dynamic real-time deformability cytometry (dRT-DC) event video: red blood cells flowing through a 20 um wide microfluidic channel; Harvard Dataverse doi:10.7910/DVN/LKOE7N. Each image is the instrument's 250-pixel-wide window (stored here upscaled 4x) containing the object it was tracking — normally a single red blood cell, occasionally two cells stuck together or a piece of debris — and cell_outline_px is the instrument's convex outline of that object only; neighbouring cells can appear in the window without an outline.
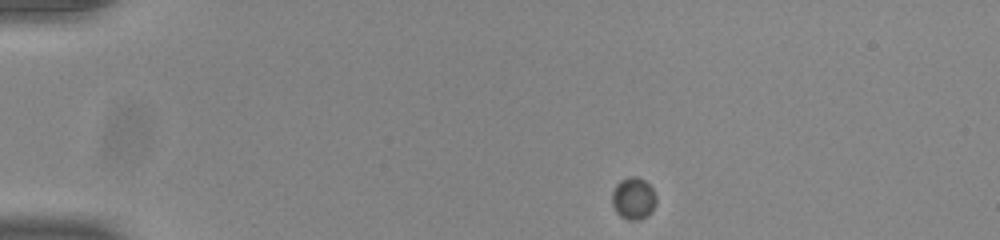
{"species": "common noctule bat (a hibernating species)", "species_latin": "Nyctalus noctula", "temperature_condition": "room temperature", "stored_images_in_passage": 50, "camera_frame_rate_fps": 3000, "um_per_image_px": 0.085, "animal": {"sex": "male", "body_mass_g": 20.0, "forearm_length_mm": 53.3}, "frame": {"image": 1, "passage_image": 1, "time_ms": 0.0, "image_size_px": [1000, 240], "cell_outline_px": [[656, 200], [652, 208], [640, 220], [628, 220], [620, 216], [616, 212], [612, 204], [612, 192], [616, 184], [620, 180], [632, 176], [636, 176], [644, 180], [652, 188], [656, 196]], "centroid_in_image_um": [53.8, 16.85], "position_along_channel_um": 31.2, "area_um2": 10.64}}
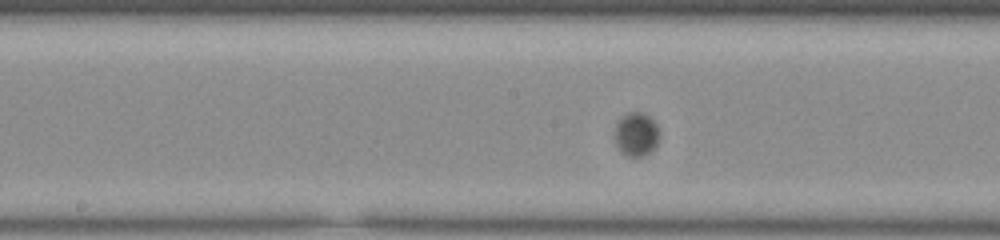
{"frame": {"image": 2, "passage_image": 22, "time_ms": 7.0, "image_size_px": [1000, 240], "cell_outline_px": [[660, 136], [656, 144], [644, 156], [628, 156], [620, 152], [616, 144], [616, 124], [628, 112], [640, 112], [648, 116], [656, 124], [660, 132]], "centroid_in_image_um": [54.09, 11.42], "position_along_channel_um": 194.1, "area_um2": 11.1}}
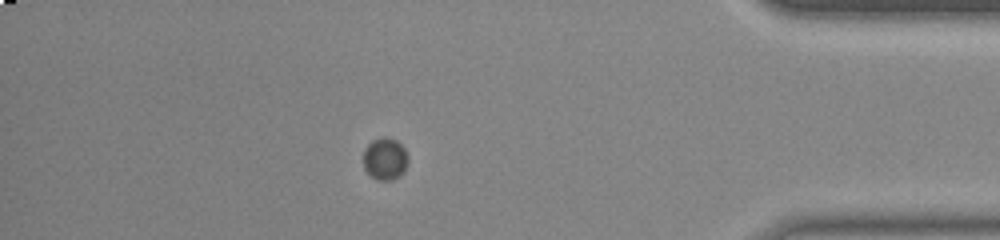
{"frame": {"image": 3, "passage_image": 43, "time_ms": 14.0, "image_size_px": [1000, 240], "cell_outline_px": [[408, 164], [404, 172], [392, 180], [376, 180], [364, 168], [364, 148], [372, 140], [384, 136], [396, 140], [404, 148], [408, 156]], "centroid_in_image_um": [32.74, 13.49], "position_along_channel_um": 402.5, "area_um2": 11.04}}